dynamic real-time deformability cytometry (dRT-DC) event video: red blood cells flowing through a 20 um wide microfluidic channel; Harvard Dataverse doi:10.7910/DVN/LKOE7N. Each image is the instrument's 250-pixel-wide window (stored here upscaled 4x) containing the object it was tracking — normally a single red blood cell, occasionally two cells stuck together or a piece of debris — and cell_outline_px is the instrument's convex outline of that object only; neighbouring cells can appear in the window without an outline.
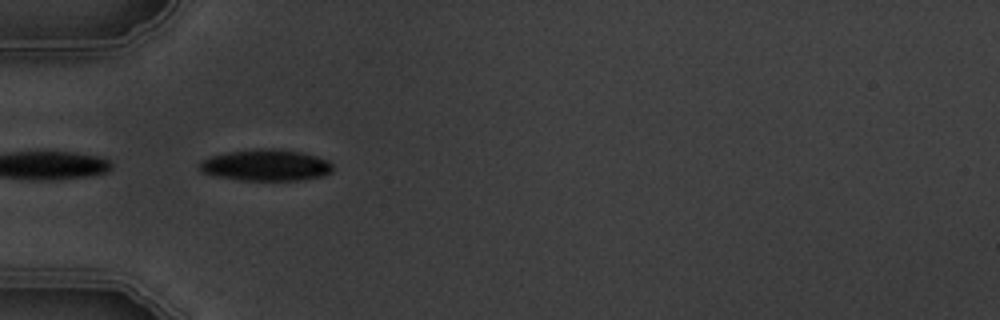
{"species": "common noctule bat (a hibernating species)", "species_latin": "Nyctalus noctula", "temperature_condition": "warm", "stored_images_in_passage": 3, "camera_frame_rate_fps": 3000, "um_per_image_px": 0.085, "animal": {"sex": "male", "body_mass_g": 19.5, "forearm_length_mm": 54.6}, "frame": {"image": 1, "passage_image": 1, "time_ms": 0.0, "image_size_px": [1000, 320], "cell_outline_px": [[332, 172], [324, 176], [300, 180], [240, 180], [216, 176], [200, 172], [196, 164], [200, 160], [212, 156], [228, 152], [268, 148], [272, 148], [300, 152], [316, 156], [328, 160], [332, 164]], "centroid_in_image_um": [22.57, 14.05], "position_along_channel_um": 62.4, "area_um2": 24.45}}